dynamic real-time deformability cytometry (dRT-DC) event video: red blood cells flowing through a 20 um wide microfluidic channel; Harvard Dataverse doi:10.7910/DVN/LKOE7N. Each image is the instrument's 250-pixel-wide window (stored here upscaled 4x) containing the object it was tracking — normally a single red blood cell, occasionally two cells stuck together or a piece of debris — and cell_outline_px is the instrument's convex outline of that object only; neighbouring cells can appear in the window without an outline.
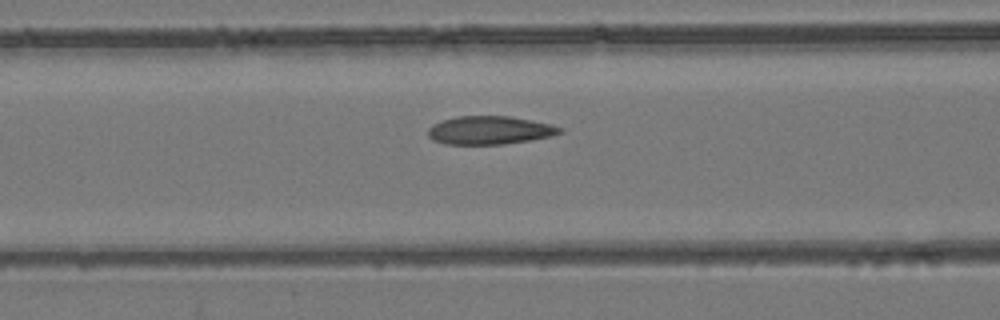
{"species": "common noctule bat (a hibernating species)", "species_latin": "Nyctalus noctula", "temperature_condition": "room temperature", "stored_images_in_passage": 55, "camera_frame_rate_fps": 3000, "um_per_image_px": 0.085, "animal": {"sex": "female", "body_mass_g": 24.6, "forearm_length_mm": 56.2}, "frame": {"image": 1, "passage_image": 23, "time_ms": 7.333, "image_size_px": [1000, 320], "cell_outline_px": [[564, 132], [552, 136], [504, 144], [444, 144], [432, 140], [428, 136], [428, 128], [432, 124], [456, 116], [512, 116], [552, 124], [564, 128]], "centroid_in_image_um": [41.64, 11.06], "position_along_channel_um": 125.0, "area_um2": 21.91}}
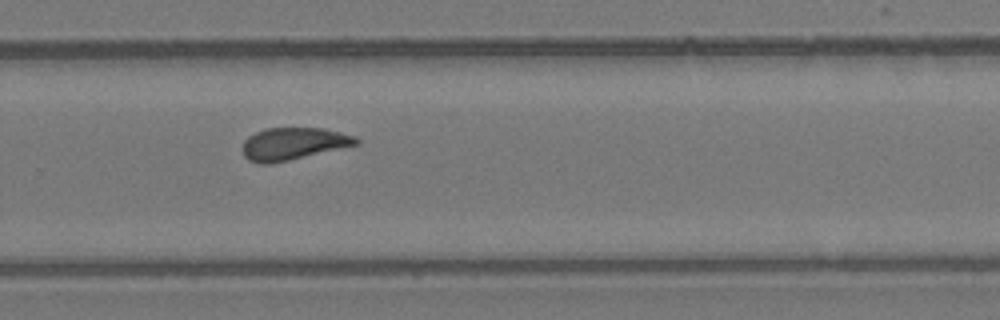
{"frame": {"image": 2, "passage_image": 37, "time_ms": 12.0, "image_size_px": [1000, 320], "cell_outline_px": [[360, 144], [288, 160], [268, 164], [260, 164], [248, 160], [244, 156], [240, 148], [244, 140], [248, 136], [264, 128], [324, 128], [356, 136], [360, 140]], "centroid_in_image_um": [24.9, 12.21], "position_along_channel_um": 304.9, "area_um2": 21.56}}
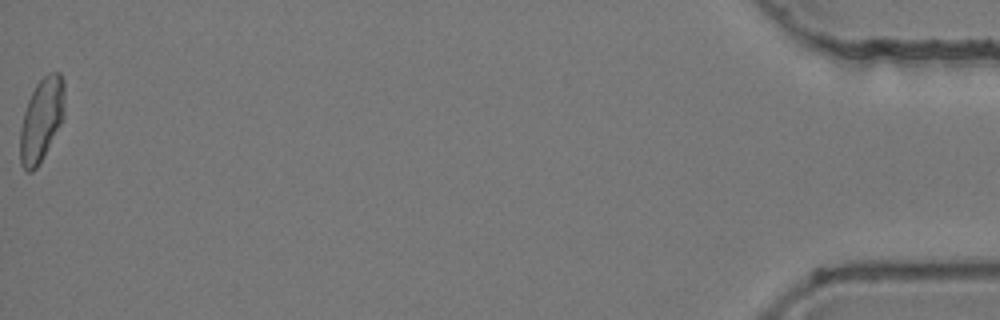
{"frame": {"image": 3, "passage_image": 55, "time_ms": 18.0, "image_size_px": [1000, 320], "cell_outline_px": [[64, 116], [44, 156], [36, 168], [32, 172], [28, 172], [20, 164], [20, 128], [24, 112], [28, 100], [36, 84], [48, 72], [60, 72], [64, 80]], "centroid_in_image_um": [3.52, 10.16], "position_along_channel_um": 431.7, "area_um2": 21.56}, "authors_computed_cell_mechanics": {"area_um2": 22.0218, "velocity_mm_per_s": 3.8619, "shape_relaxation_time_tau1_ms": null, "shape_relaxation_time_tau2_ms": 2.1235, "deformation_change_tau1": null, "deformation_change_tau2": 0.0772}}